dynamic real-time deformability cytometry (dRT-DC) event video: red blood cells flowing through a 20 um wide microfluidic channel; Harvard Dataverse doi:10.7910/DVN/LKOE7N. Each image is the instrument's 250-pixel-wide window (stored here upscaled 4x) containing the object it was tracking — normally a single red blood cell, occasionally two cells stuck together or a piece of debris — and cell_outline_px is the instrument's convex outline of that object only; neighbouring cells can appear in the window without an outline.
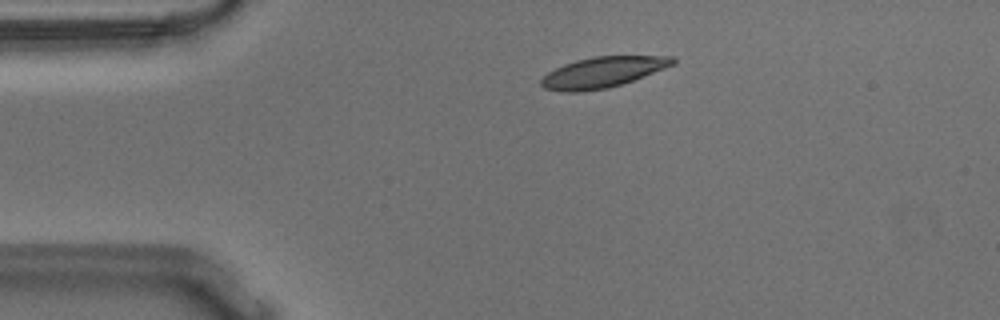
{"species": "Egyptian fruit bat (a non-hibernating species)", "species_latin": "Rousettus aegyptiacus", "temperature_condition": "warm", "stored_images_in_passage": 53, "camera_frame_rate_fps": 3000, "um_per_image_px": 0.085, "animal": {"sex": "male"}, "frame": {"image": 1, "passage_image": 9, "time_ms": 2.667, "image_size_px": [1000, 320], "cell_outline_px": [[676, 64], [632, 80], [608, 88], [580, 92], [560, 92], [544, 88], [540, 84], [540, 80], [548, 72], [564, 64], [576, 60], [592, 56], [672, 56], [676, 60]], "centroid_in_image_um": [51.2, 6.14], "position_along_channel_um": 33.8, "area_um2": 23.47}}
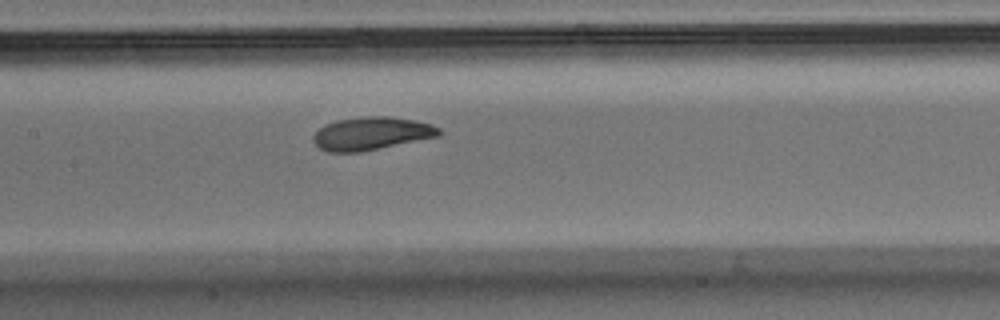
{"frame": {"image": 2, "passage_image": 24, "time_ms": 7.667, "image_size_px": [1000, 320], "cell_outline_px": [[444, 132], [440, 136], [360, 152], [328, 152], [320, 148], [312, 140], [312, 136], [324, 124], [336, 120], [360, 116], [392, 116], [432, 124], [440, 128]], "centroid_in_image_um": [31.58, 11.34], "position_along_channel_um": 175.8, "area_um2": 24.39}}
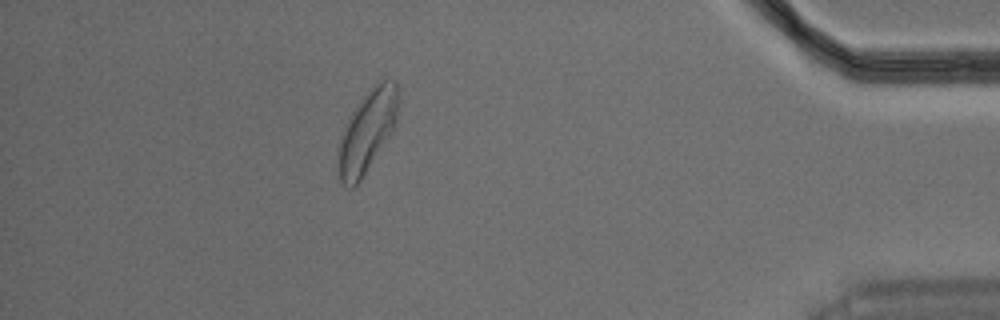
{"frame": {"image": 3, "passage_image": 47, "time_ms": 15.333, "image_size_px": [1000, 320], "cell_outline_px": [[400, 100], [396, 124], [392, 132], [360, 180], [352, 188], [348, 188], [340, 184], [336, 172], [336, 164], [340, 136], [356, 104], [384, 76], [396, 80]], "centroid_in_image_um": [31.21, 11.16], "position_along_channel_um": 404.0, "area_um2": 29.19}, "authors_computed_cell_mechanics": {"area_um2": 24.3338, "velocity_mm_per_s": 3.6039, "shape_relaxation_time_tau1_ms": 3.3688, "shape_relaxation_time_tau2_ms": 2.1088, "deformation_change_tau1": 0.1365, "deformation_change_tau2": 0.0607}}